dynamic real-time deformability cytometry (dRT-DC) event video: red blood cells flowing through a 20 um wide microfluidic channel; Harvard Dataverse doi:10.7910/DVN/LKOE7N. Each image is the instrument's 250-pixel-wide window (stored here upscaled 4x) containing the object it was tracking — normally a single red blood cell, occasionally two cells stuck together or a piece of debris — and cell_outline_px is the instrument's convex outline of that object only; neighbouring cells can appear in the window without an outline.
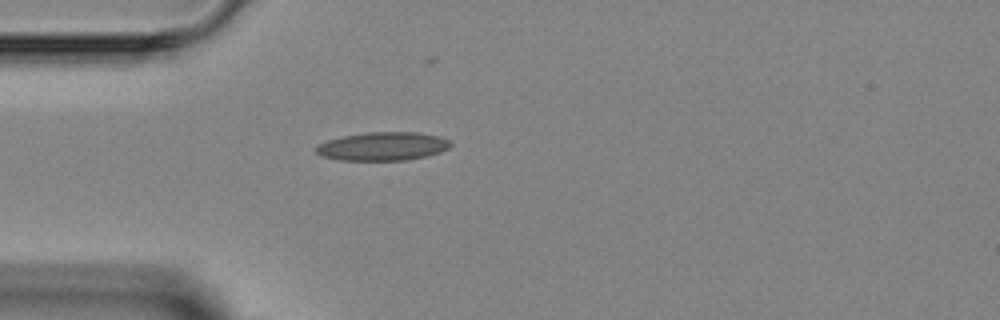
{"species": "Egyptian fruit bat (a non-hibernating species)", "species_latin": "Rousettus aegyptiacus", "temperature_condition": "room temperature", "stored_images_in_passage": 1, "camera_frame_rate_fps": 3000, "um_per_image_px": 0.085, "animal": {"sex": "female"}, "frame": {"image": 1, "passage_image": 1, "time_ms": 0.0, "image_size_px": [1000, 320], "cell_outline_px": [[452, 144], [448, 148], [440, 152], [424, 156], [404, 160], [336, 160], [320, 156], [316, 152], [316, 144], [328, 140], [344, 136], [364, 132], [416, 132], [440, 136], [448, 140]], "centroid_in_image_um": [32.49, 12.43], "position_along_channel_um": 52.5, "area_um2": 22.31}}